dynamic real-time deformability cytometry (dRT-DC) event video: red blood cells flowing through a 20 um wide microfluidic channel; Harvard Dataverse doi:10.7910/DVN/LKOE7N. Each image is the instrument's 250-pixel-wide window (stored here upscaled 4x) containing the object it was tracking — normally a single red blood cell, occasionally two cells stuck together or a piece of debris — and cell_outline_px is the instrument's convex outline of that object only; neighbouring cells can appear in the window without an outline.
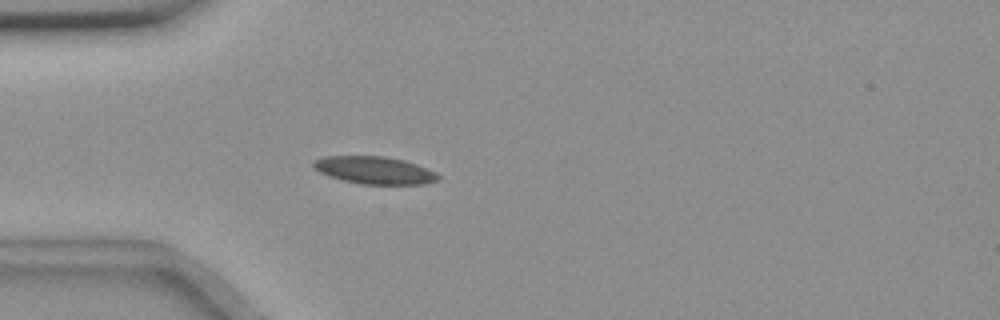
{"species": "common noctule bat (a hibernating species)", "species_latin": "Nyctalus noctula", "temperature_condition": "room temperature", "stored_images_in_passage": 55, "camera_frame_rate_fps": 3000, "um_per_image_px": 0.085, "animal": {"sex": "female", "body_mass_g": 18.4}, "frame": {"image": 1, "passage_image": 15, "time_ms": 4.667, "image_size_px": [1000, 320], "cell_outline_px": [[440, 180], [424, 184], [360, 184], [328, 176], [312, 168], [312, 160], [324, 156], [384, 156], [404, 160], [416, 164], [436, 172], [440, 176]], "centroid_in_image_um": [31.81, 14.46], "position_along_channel_um": 53.2, "area_um2": 20.11}}
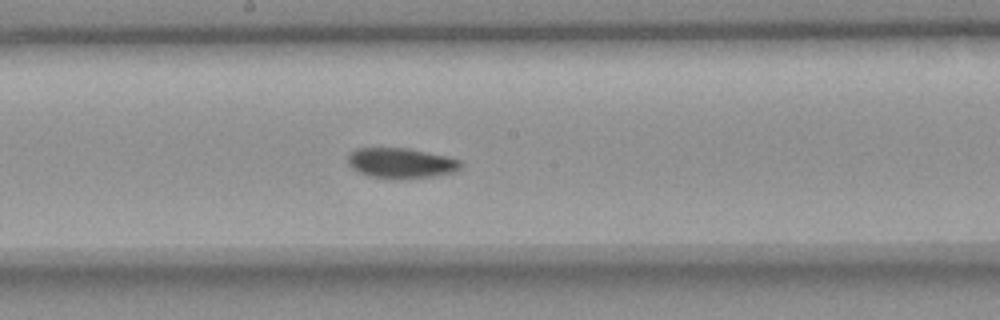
{"frame": {"image": 2, "passage_image": 29, "time_ms": 9.333, "image_size_px": [1000, 320], "cell_outline_px": [[464, 164], [456, 172], [432, 176], [404, 180], [388, 180], [368, 176], [352, 168], [348, 164], [348, 156], [356, 148], [408, 148], [448, 156], [460, 160]], "centroid_in_image_um": [34.11, 13.89], "position_along_channel_um": 214.1, "area_um2": 20.4}}
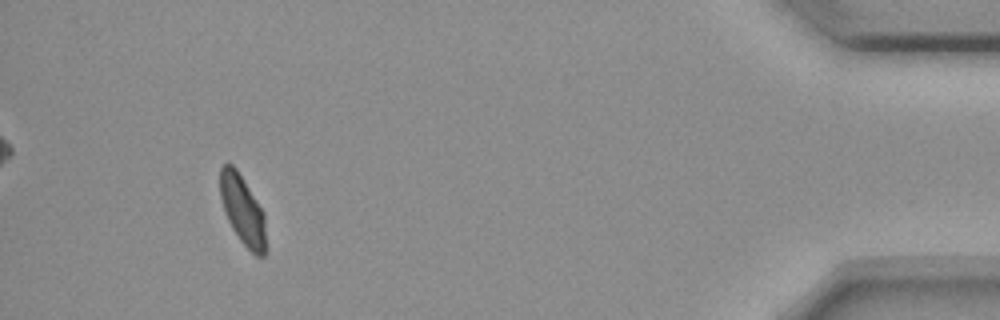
{"frame": {"image": 3, "passage_image": 51, "time_ms": 16.667, "image_size_px": [1000, 320], "cell_outline_px": [[268, 248], [264, 256], [256, 256], [240, 240], [232, 228], [228, 220], [220, 196], [220, 168], [224, 164], [232, 164], [236, 168], [264, 212]], "centroid_in_image_um": [20.66, 17.9], "position_along_channel_um": 414.5, "area_um2": 18.61}, "authors_computed_cell_mechanics": {"area_um2": 19.7098, "velocity_mm_per_s": 3.6375, "shape_relaxation_time_tau1_ms": 8.7319, "shape_relaxation_time_tau2_ms": 2.1573, "deformation_change_tau1": 0.1372, "deformation_change_tau2": 0.0391}}